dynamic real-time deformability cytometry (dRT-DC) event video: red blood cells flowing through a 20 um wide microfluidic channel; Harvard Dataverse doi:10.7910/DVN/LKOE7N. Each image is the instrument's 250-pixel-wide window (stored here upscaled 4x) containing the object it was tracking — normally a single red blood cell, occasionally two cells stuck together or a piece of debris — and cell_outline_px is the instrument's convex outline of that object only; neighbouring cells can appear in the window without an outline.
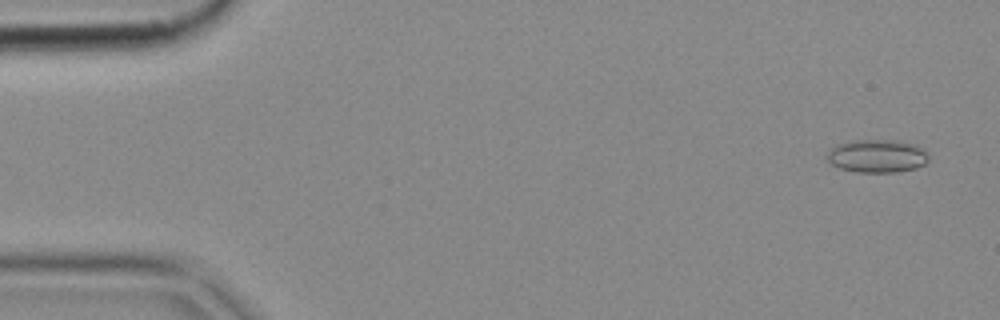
{"species": "common noctule bat (a hibernating species)", "species_latin": "Nyctalus noctula", "temperature_condition": "cold", "stored_images_in_passage": 52, "camera_frame_rate_fps": 3000, "um_per_image_px": 0.085, "animal": {"sex": "female", "body_mass_g": 18.4}, "frame": {"image": 1, "passage_image": 3, "time_ms": 0.667, "image_size_px": [1000, 320], "cell_outline_px": [[928, 160], [924, 164], [916, 168], [896, 172], [856, 172], [840, 168], [832, 164], [828, 160], [828, 152], [836, 144], [852, 140], [896, 140], [912, 144], [920, 148], [928, 156]], "centroid_in_image_um": [74.53, 13.26], "position_along_channel_um": 10.5, "area_um2": 19.36}}
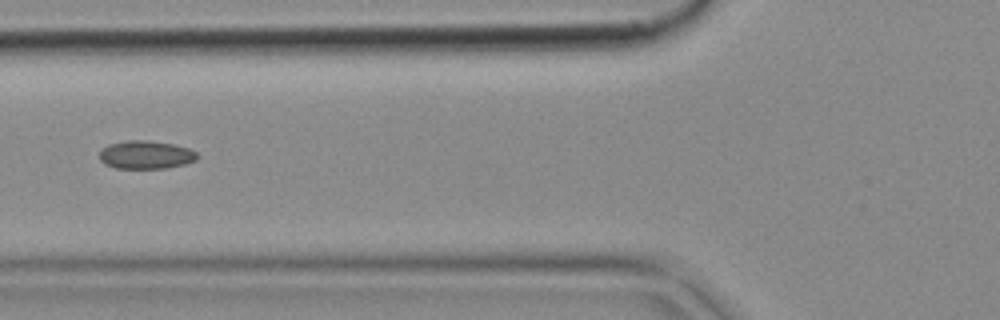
{"frame": {"image": 2, "passage_image": 20, "time_ms": 6.333, "image_size_px": [1000, 320], "cell_outline_px": [[200, 156], [196, 160], [184, 164], [168, 168], [116, 168], [104, 164], [100, 160], [100, 148], [108, 144], [124, 140], [148, 140], [176, 144], [188, 148], [196, 152]], "centroid_in_image_um": [12.39, 13.14], "position_along_channel_um": 113.4, "area_um2": 16.36}}
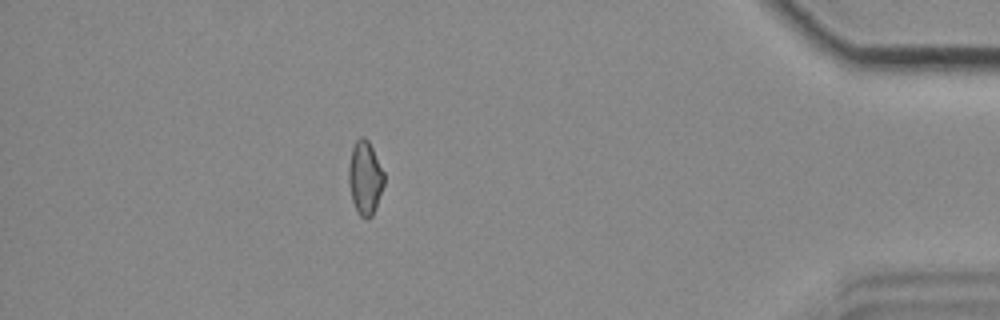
{"frame": {"image": 3, "passage_image": 46, "time_ms": 15.0, "image_size_px": [1000, 320], "cell_outline_px": [[384, 184], [372, 216], [368, 220], [364, 220], [356, 212], [352, 200], [348, 184], [348, 168], [352, 148], [356, 140], [360, 136], [364, 136], [368, 140], [384, 172]], "centroid_in_image_um": [31.01, 15.14], "position_along_channel_um": 404.2, "area_um2": 15.32}}